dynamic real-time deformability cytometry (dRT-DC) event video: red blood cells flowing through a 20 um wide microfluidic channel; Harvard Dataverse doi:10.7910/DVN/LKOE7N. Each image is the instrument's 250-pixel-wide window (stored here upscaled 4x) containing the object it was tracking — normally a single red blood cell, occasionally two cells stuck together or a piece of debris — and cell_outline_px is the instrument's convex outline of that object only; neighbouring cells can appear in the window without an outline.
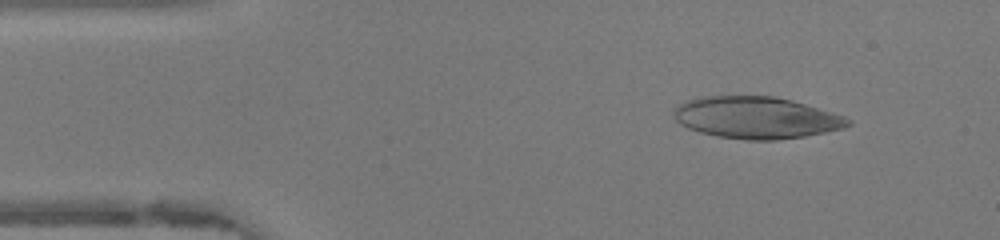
{"species": "human", "species_latin": "Homo sapiens", "temperature_condition": "warm", "stored_images_in_passage": 45, "camera_frame_rate_fps": 3000, "um_per_image_px": 0.085, "donor": {"sex": "female"}, "frame": {"image": 1, "passage_image": 5, "time_ms": 1.333, "image_size_px": [1000, 240], "cell_outline_px": [[852, 124], [844, 128], [804, 136], [776, 140], [744, 140], [716, 136], [700, 132], [688, 128], [680, 124], [672, 116], [672, 112], [684, 100], [700, 96], [772, 96], [792, 100], [844, 116], [852, 120]], "centroid_in_image_um": [64.25, 10.0], "position_along_channel_um": 20.8, "area_um2": 42.6}}
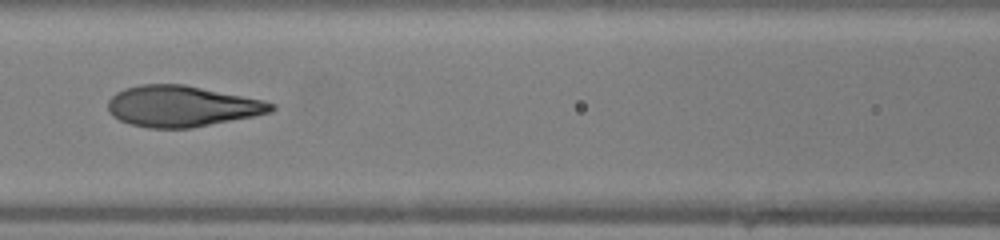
{"frame": {"image": 2, "passage_image": 19, "time_ms": 6.0, "image_size_px": [1000, 240], "cell_outline_px": [[276, 108], [272, 112], [192, 128], [148, 128], [132, 124], [120, 120], [112, 116], [108, 112], [108, 100], [116, 92], [124, 88], [140, 84], [184, 84], [264, 100], [276, 104]], "centroid_in_image_um": [15.45, 9.02], "position_along_channel_um": 151.2, "area_um2": 39.07}}
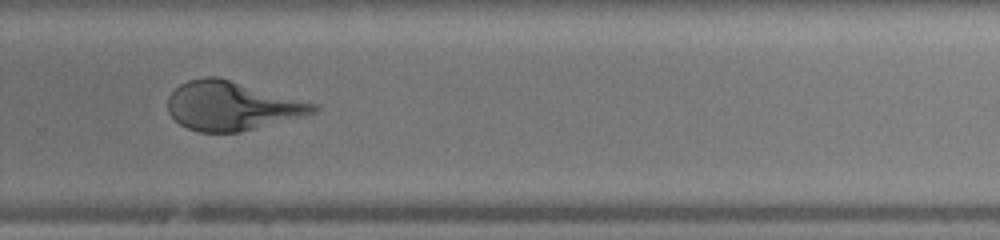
{"frame": {"image": 3, "passage_image": 30, "time_ms": 9.667, "image_size_px": [1000, 240], "cell_outline_px": [[320, 108], [316, 112], [304, 116], [240, 132], [200, 132], [188, 128], [180, 124], [168, 112], [168, 96], [180, 84], [188, 80], [204, 76], [216, 76], [320, 104]], "centroid_in_image_um": [19.73, 8.99], "position_along_channel_um": 310.1, "area_um2": 41.56}}